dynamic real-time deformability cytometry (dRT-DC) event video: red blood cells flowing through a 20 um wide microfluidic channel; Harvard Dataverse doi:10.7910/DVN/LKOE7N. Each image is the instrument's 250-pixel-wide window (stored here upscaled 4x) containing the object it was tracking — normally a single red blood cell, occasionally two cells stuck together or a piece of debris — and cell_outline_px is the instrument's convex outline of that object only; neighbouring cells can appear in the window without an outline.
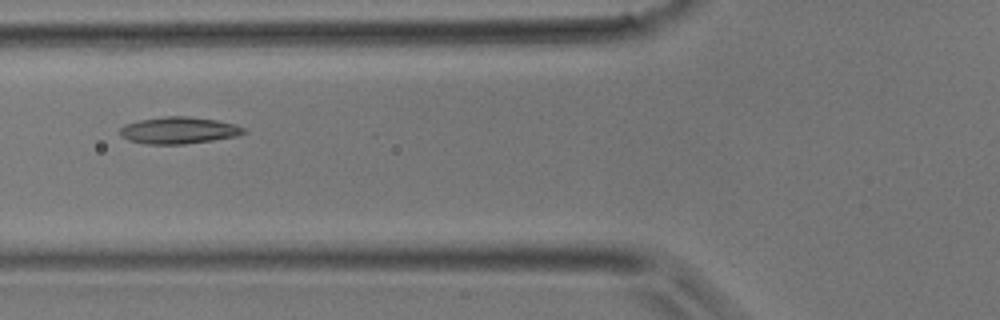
{"species": "common noctule bat (a hibernating species)", "species_latin": "Nyctalus noctula", "temperature_condition": "room temperature", "stored_images_in_passage": 3, "camera_frame_rate_fps": 3000, "um_per_image_px": 0.085, "animal": {"sex": "male", "body_mass_g": 17.9}, "frame": {"image": 1, "passage_image": 2, "time_ms": 1.333, "image_size_px": [1000, 320], "cell_outline_px": [[248, 132], [236, 136], [212, 140], [184, 144], [144, 144], [128, 140], [120, 136], [120, 128], [124, 124], [140, 120], [164, 116], [188, 116], [216, 120], [236, 124], [248, 128]], "centroid_in_image_um": [15.21, 11.08], "position_along_channel_um": 110.6, "area_um2": 19.54}}
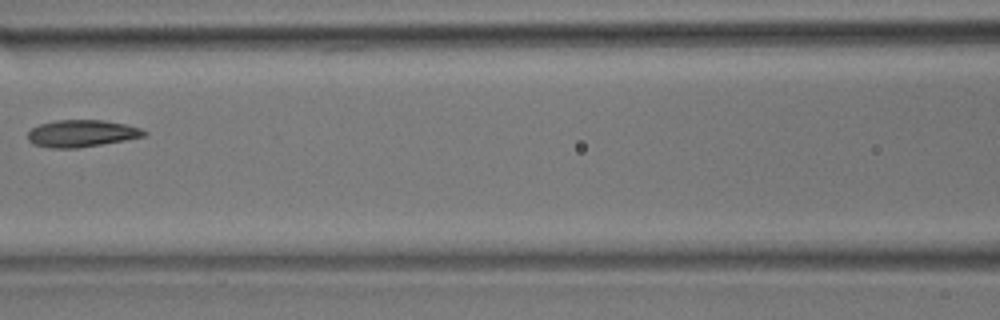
{"frame": {"image": 2, "passage_image": 3, "time_ms": 2.333, "image_size_px": [1000, 320], "cell_outline_px": [[148, 132], [144, 136], [124, 140], [76, 148], [48, 148], [32, 144], [28, 140], [28, 132], [32, 128], [40, 124], [56, 120], [104, 120], [124, 124], [140, 128]], "centroid_in_image_um": [6.9, 11.34], "position_along_channel_um": 159.7, "area_um2": 18.21}}